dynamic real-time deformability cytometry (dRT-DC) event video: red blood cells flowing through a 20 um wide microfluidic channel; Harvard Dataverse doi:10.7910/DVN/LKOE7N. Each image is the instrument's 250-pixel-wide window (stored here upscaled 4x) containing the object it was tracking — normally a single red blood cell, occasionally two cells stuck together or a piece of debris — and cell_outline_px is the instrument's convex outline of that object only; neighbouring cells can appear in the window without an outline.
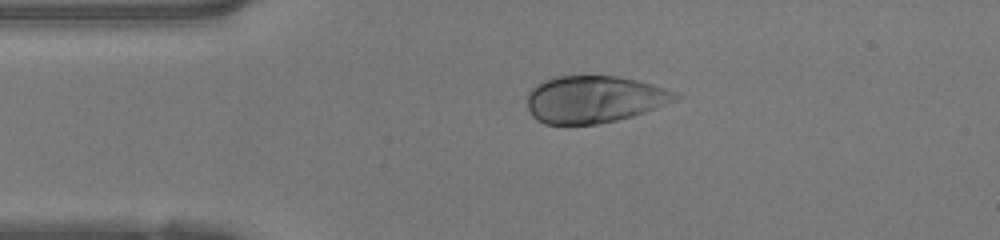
{"species": "human", "species_latin": "Homo sapiens", "temperature_condition": "warm", "stored_images_in_passage": 39, "camera_frame_rate_fps": 3000, "um_per_image_px": 0.085, "donor": {"sex": "female"}, "frame": {"image": 1, "passage_image": 1, "time_ms": 0.0, "image_size_px": [1000, 240], "cell_outline_px": [[684, 96], [676, 100], [644, 112], [632, 116], [616, 120], [596, 124], [544, 124], [536, 120], [532, 116], [528, 108], [528, 92], [536, 84], [544, 80], [556, 76], [616, 76], [636, 80], [652, 84], [664, 88]], "centroid_in_image_um": [50.48, 8.44], "position_along_channel_um": 34.5, "area_um2": 40.58}}
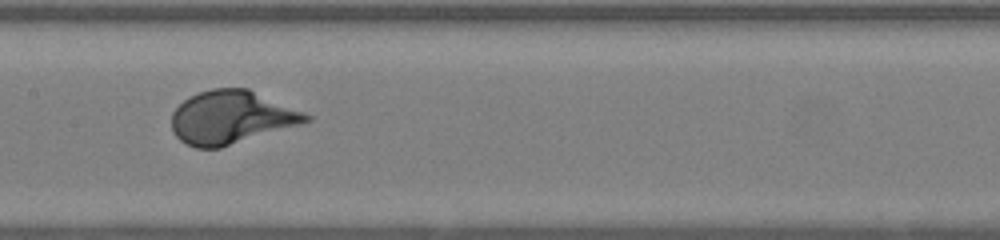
{"frame": {"image": 2, "passage_image": 14, "time_ms": 4.333, "image_size_px": [1000, 240], "cell_outline_px": [[312, 120], [220, 148], [196, 148], [180, 140], [172, 132], [172, 112], [184, 100], [200, 92], [212, 88], [248, 88], [304, 112], [312, 116]], "centroid_in_image_um": [19.64, 9.97], "position_along_channel_um": 187.8, "area_um2": 41.21}}
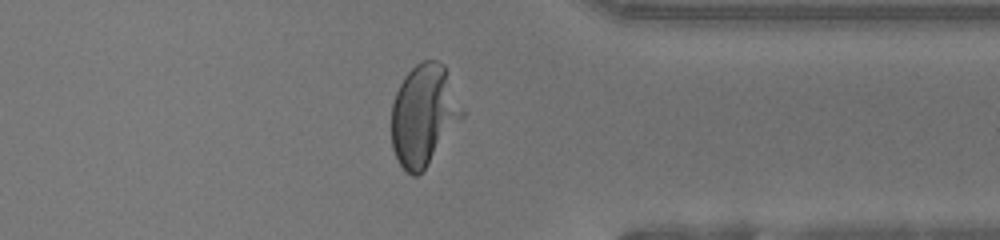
{"frame": {"image": 3, "passage_image": 28, "time_ms": 9.0, "image_size_px": [1000, 240], "cell_outline_px": [[468, 112], [424, 168], [416, 176], [412, 176], [400, 164], [392, 148], [392, 104], [396, 92], [404, 76], [416, 64], [424, 60], [436, 60], [444, 64]], "centroid_in_image_um": [36.07, 9.72], "position_along_channel_um": 375.3, "area_um2": 41.91}, "authors_computed_cell_mechanics": {"area_um2": 41.5582, "velocity_mm_per_s": 4.2043, "shape_relaxation_time_tau1_ms": 2.1379, "shape_relaxation_time_tau2_ms": null, "deformation_change_tau1": 0.1707, "deformation_change_tau2": null}}